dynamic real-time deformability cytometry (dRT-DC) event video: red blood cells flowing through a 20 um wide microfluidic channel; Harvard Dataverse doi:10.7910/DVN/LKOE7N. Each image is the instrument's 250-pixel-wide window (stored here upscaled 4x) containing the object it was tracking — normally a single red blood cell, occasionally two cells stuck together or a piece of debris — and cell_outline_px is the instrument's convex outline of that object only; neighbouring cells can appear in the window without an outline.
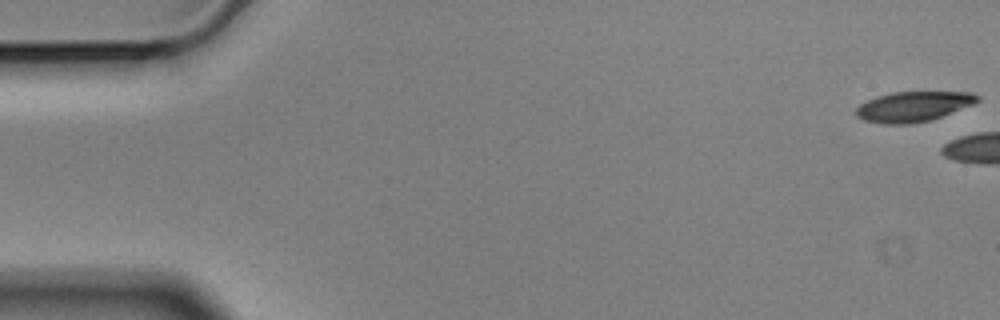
{"species": "Egyptian fruit bat (a non-hibernating species)", "species_latin": "Rousettus aegyptiacus", "temperature_condition": "cold", "stored_images_in_passage": 5, "camera_frame_rate_fps": 3000, "um_per_image_px": 0.085, "animal": {"sex": "male"}, "frame": {"image": 1, "passage_image": 1, "time_ms": 0.0, "image_size_px": [1000, 320], "cell_outline_px": [[980, 100], [972, 104], [932, 120], [912, 124], [884, 124], [864, 120], [856, 116], [856, 108], [860, 104], [868, 100], [892, 92], [972, 92], [980, 96]], "centroid_in_image_um": [77.64, 9.06], "position_along_channel_um": 7.4, "area_um2": 21.21}}